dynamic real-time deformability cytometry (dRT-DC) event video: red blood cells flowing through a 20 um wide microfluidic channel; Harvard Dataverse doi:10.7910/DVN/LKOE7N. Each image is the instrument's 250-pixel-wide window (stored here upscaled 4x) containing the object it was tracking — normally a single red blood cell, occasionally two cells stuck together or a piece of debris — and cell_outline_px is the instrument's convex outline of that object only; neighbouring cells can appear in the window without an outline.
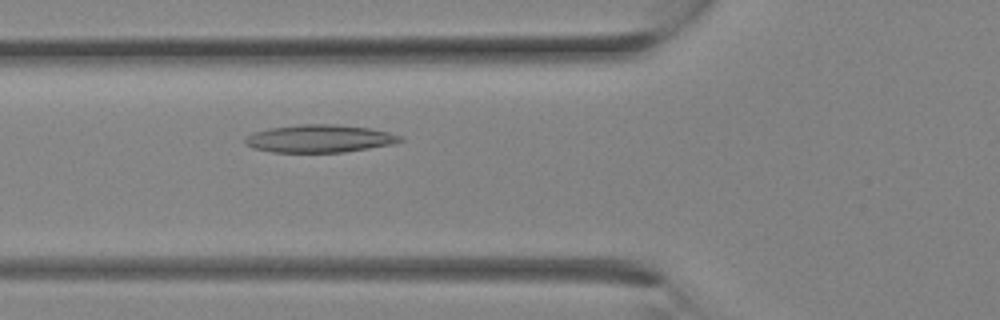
{"species": "Egyptian fruit bat (a non-hibernating species)", "species_latin": "Rousettus aegyptiacus", "temperature_condition": "room temperature", "stored_images_in_passage": 11, "camera_frame_rate_fps": 3000, "um_per_image_px": 0.085, "animal": {"sex": "female"}, "frame": {"image": 1, "passage_image": 11, "time_ms": 3.333, "image_size_px": [1000, 320], "cell_outline_px": [[404, 140], [392, 144], [344, 152], [272, 152], [252, 148], [244, 140], [244, 136], [252, 132], [268, 128], [300, 124], [336, 124], [368, 128], [388, 132], [404, 136]], "centroid_in_image_um": [27.14, 11.77], "position_along_channel_um": 98.7, "area_um2": 25.14}}